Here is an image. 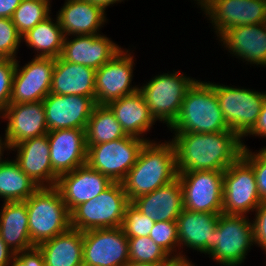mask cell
I'll return each instance as SVG.
<instances>
[{
	"label": "cell",
	"mask_w": 266,
	"mask_h": 266,
	"mask_svg": "<svg viewBox=\"0 0 266 266\" xmlns=\"http://www.w3.org/2000/svg\"><path fill=\"white\" fill-rule=\"evenodd\" d=\"M112 183L108 176L92 169L86 163L72 172L60 175L55 187L60 191L71 213L80 204L97 197Z\"/></svg>",
	"instance_id": "cell-17"
},
{
	"label": "cell",
	"mask_w": 266,
	"mask_h": 266,
	"mask_svg": "<svg viewBox=\"0 0 266 266\" xmlns=\"http://www.w3.org/2000/svg\"><path fill=\"white\" fill-rule=\"evenodd\" d=\"M146 142L127 135L107 143L87 145V164L113 182H121L135 165Z\"/></svg>",
	"instance_id": "cell-9"
},
{
	"label": "cell",
	"mask_w": 266,
	"mask_h": 266,
	"mask_svg": "<svg viewBox=\"0 0 266 266\" xmlns=\"http://www.w3.org/2000/svg\"><path fill=\"white\" fill-rule=\"evenodd\" d=\"M45 266H83V232L70 228L40 243Z\"/></svg>",
	"instance_id": "cell-29"
},
{
	"label": "cell",
	"mask_w": 266,
	"mask_h": 266,
	"mask_svg": "<svg viewBox=\"0 0 266 266\" xmlns=\"http://www.w3.org/2000/svg\"><path fill=\"white\" fill-rule=\"evenodd\" d=\"M177 172L225 171L247 147L233 131L173 132Z\"/></svg>",
	"instance_id": "cell-1"
},
{
	"label": "cell",
	"mask_w": 266,
	"mask_h": 266,
	"mask_svg": "<svg viewBox=\"0 0 266 266\" xmlns=\"http://www.w3.org/2000/svg\"><path fill=\"white\" fill-rule=\"evenodd\" d=\"M83 266H124L129 262L128 238L122 227L83 232Z\"/></svg>",
	"instance_id": "cell-14"
},
{
	"label": "cell",
	"mask_w": 266,
	"mask_h": 266,
	"mask_svg": "<svg viewBox=\"0 0 266 266\" xmlns=\"http://www.w3.org/2000/svg\"><path fill=\"white\" fill-rule=\"evenodd\" d=\"M163 266H195L192 261L188 260L186 257H175L171 258Z\"/></svg>",
	"instance_id": "cell-45"
},
{
	"label": "cell",
	"mask_w": 266,
	"mask_h": 266,
	"mask_svg": "<svg viewBox=\"0 0 266 266\" xmlns=\"http://www.w3.org/2000/svg\"><path fill=\"white\" fill-rule=\"evenodd\" d=\"M247 215L221 213L214 230L213 250L208 254L221 266H239L254 244L253 224Z\"/></svg>",
	"instance_id": "cell-7"
},
{
	"label": "cell",
	"mask_w": 266,
	"mask_h": 266,
	"mask_svg": "<svg viewBox=\"0 0 266 266\" xmlns=\"http://www.w3.org/2000/svg\"><path fill=\"white\" fill-rule=\"evenodd\" d=\"M4 139V140H3ZM0 137V166L3 165L8 159L3 160L1 156H3L4 150H12V147L10 145V143L8 142V140L4 137V138Z\"/></svg>",
	"instance_id": "cell-47"
},
{
	"label": "cell",
	"mask_w": 266,
	"mask_h": 266,
	"mask_svg": "<svg viewBox=\"0 0 266 266\" xmlns=\"http://www.w3.org/2000/svg\"><path fill=\"white\" fill-rule=\"evenodd\" d=\"M107 106L114 113L126 135L150 141L143 137V133L146 134L156 120L139 90L134 94L114 100Z\"/></svg>",
	"instance_id": "cell-27"
},
{
	"label": "cell",
	"mask_w": 266,
	"mask_h": 266,
	"mask_svg": "<svg viewBox=\"0 0 266 266\" xmlns=\"http://www.w3.org/2000/svg\"><path fill=\"white\" fill-rule=\"evenodd\" d=\"M261 203L253 168L241 156L223 173V213L247 215Z\"/></svg>",
	"instance_id": "cell-10"
},
{
	"label": "cell",
	"mask_w": 266,
	"mask_h": 266,
	"mask_svg": "<svg viewBox=\"0 0 266 266\" xmlns=\"http://www.w3.org/2000/svg\"><path fill=\"white\" fill-rule=\"evenodd\" d=\"M222 46L236 58L266 67V27L264 23L234 26L220 37Z\"/></svg>",
	"instance_id": "cell-22"
},
{
	"label": "cell",
	"mask_w": 266,
	"mask_h": 266,
	"mask_svg": "<svg viewBox=\"0 0 266 266\" xmlns=\"http://www.w3.org/2000/svg\"><path fill=\"white\" fill-rule=\"evenodd\" d=\"M52 19L51 16L47 17L22 36L26 45L37 51L35 57L58 58L61 55L65 35L58 17L55 23Z\"/></svg>",
	"instance_id": "cell-30"
},
{
	"label": "cell",
	"mask_w": 266,
	"mask_h": 266,
	"mask_svg": "<svg viewBox=\"0 0 266 266\" xmlns=\"http://www.w3.org/2000/svg\"><path fill=\"white\" fill-rule=\"evenodd\" d=\"M22 0H0V18H12Z\"/></svg>",
	"instance_id": "cell-43"
},
{
	"label": "cell",
	"mask_w": 266,
	"mask_h": 266,
	"mask_svg": "<svg viewBox=\"0 0 266 266\" xmlns=\"http://www.w3.org/2000/svg\"><path fill=\"white\" fill-rule=\"evenodd\" d=\"M224 171H185L178 173L187 210L223 213Z\"/></svg>",
	"instance_id": "cell-11"
},
{
	"label": "cell",
	"mask_w": 266,
	"mask_h": 266,
	"mask_svg": "<svg viewBox=\"0 0 266 266\" xmlns=\"http://www.w3.org/2000/svg\"><path fill=\"white\" fill-rule=\"evenodd\" d=\"M15 161L39 187H55L58 176L50 161V146L47 134L26 139L14 146Z\"/></svg>",
	"instance_id": "cell-21"
},
{
	"label": "cell",
	"mask_w": 266,
	"mask_h": 266,
	"mask_svg": "<svg viewBox=\"0 0 266 266\" xmlns=\"http://www.w3.org/2000/svg\"><path fill=\"white\" fill-rule=\"evenodd\" d=\"M255 212V219L252 220L254 244L266 252V202H262Z\"/></svg>",
	"instance_id": "cell-40"
},
{
	"label": "cell",
	"mask_w": 266,
	"mask_h": 266,
	"mask_svg": "<svg viewBox=\"0 0 266 266\" xmlns=\"http://www.w3.org/2000/svg\"><path fill=\"white\" fill-rule=\"evenodd\" d=\"M54 65L55 58L34 57L19 67L16 59L9 104L43 101L50 93Z\"/></svg>",
	"instance_id": "cell-15"
},
{
	"label": "cell",
	"mask_w": 266,
	"mask_h": 266,
	"mask_svg": "<svg viewBox=\"0 0 266 266\" xmlns=\"http://www.w3.org/2000/svg\"><path fill=\"white\" fill-rule=\"evenodd\" d=\"M195 80L173 70L170 74L154 76L138 90L155 120L163 121L169 128L177 119L186 92Z\"/></svg>",
	"instance_id": "cell-6"
},
{
	"label": "cell",
	"mask_w": 266,
	"mask_h": 266,
	"mask_svg": "<svg viewBox=\"0 0 266 266\" xmlns=\"http://www.w3.org/2000/svg\"><path fill=\"white\" fill-rule=\"evenodd\" d=\"M14 254L0 236V266H10Z\"/></svg>",
	"instance_id": "cell-44"
},
{
	"label": "cell",
	"mask_w": 266,
	"mask_h": 266,
	"mask_svg": "<svg viewBox=\"0 0 266 266\" xmlns=\"http://www.w3.org/2000/svg\"><path fill=\"white\" fill-rule=\"evenodd\" d=\"M0 236L15 254L35 247L29 235L25 201L3 203L0 212Z\"/></svg>",
	"instance_id": "cell-28"
},
{
	"label": "cell",
	"mask_w": 266,
	"mask_h": 266,
	"mask_svg": "<svg viewBox=\"0 0 266 266\" xmlns=\"http://www.w3.org/2000/svg\"><path fill=\"white\" fill-rule=\"evenodd\" d=\"M51 0H22L15 9L12 21L23 36L51 14Z\"/></svg>",
	"instance_id": "cell-33"
},
{
	"label": "cell",
	"mask_w": 266,
	"mask_h": 266,
	"mask_svg": "<svg viewBox=\"0 0 266 266\" xmlns=\"http://www.w3.org/2000/svg\"><path fill=\"white\" fill-rule=\"evenodd\" d=\"M178 177L175 148L171 141H149L142 147L135 165L121 181L128 201L153 192Z\"/></svg>",
	"instance_id": "cell-2"
},
{
	"label": "cell",
	"mask_w": 266,
	"mask_h": 266,
	"mask_svg": "<svg viewBox=\"0 0 266 266\" xmlns=\"http://www.w3.org/2000/svg\"><path fill=\"white\" fill-rule=\"evenodd\" d=\"M74 39H64L60 57L75 64H80L97 70L109 62L123 48L110 38L101 35H72Z\"/></svg>",
	"instance_id": "cell-19"
},
{
	"label": "cell",
	"mask_w": 266,
	"mask_h": 266,
	"mask_svg": "<svg viewBox=\"0 0 266 266\" xmlns=\"http://www.w3.org/2000/svg\"><path fill=\"white\" fill-rule=\"evenodd\" d=\"M38 188L15 160L0 166V198L4 202L26 201Z\"/></svg>",
	"instance_id": "cell-31"
},
{
	"label": "cell",
	"mask_w": 266,
	"mask_h": 266,
	"mask_svg": "<svg viewBox=\"0 0 266 266\" xmlns=\"http://www.w3.org/2000/svg\"><path fill=\"white\" fill-rule=\"evenodd\" d=\"M133 58L129 50L122 49L109 62L96 70V105H108L114 100L138 91V86L131 85L135 64Z\"/></svg>",
	"instance_id": "cell-13"
},
{
	"label": "cell",
	"mask_w": 266,
	"mask_h": 266,
	"mask_svg": "<svg viewBox=\"0 0 266 266\" xmlns=\"http://www.w3.org/2000/svg\"><path fill=\"white\" fill-rule=\"evenodd\" d=\"M143 215L155 222L176 221L184 209L181 183L177 177L151 193L131 202Z\"/></svg>",
	"instance_id": "cell-24"
},
{
	"label": "cell",
	"mask_w": 266,
	"mask_h": 266,
	"mask_svg": "<svg viewBox=\"0 0 266 266\" xmlns=\"http://www.w3.org/2000/svg\"><path fill=\"white\" fill-rule=\"evenodd\" d=\"M149 237L171 258L186 257L181 252H177V247L179 250V240L176 221L155 222Z\"/></svg>",
	"instance_id": "cell-35"
},
{
	"label": "cell",
	"mask_w": 266,
	"mask_h": 266,
	"mask_svg": "<svg viewBox=\"0 0 266 266\" xmlns=\"http://www.w3.org/2000/svg\"><path fill=\"white\" fill-rule=\"evenodd\" d=\"M129 261L165 264L171 257L149 236L128 238Z\"/></svg>",
	"instance_id": "cell-34"
},
{
	"label": "cell",
	"mask_w": 266,
	"mask_h": 266,
	"mask_svg": "<svg viewBox=\"0 0 266 266\" xmlns=\"http://www.w3.org/2000/svg\"><path fill=\"white\" fill-rule=\"evenodd\" d=\"M242 157L252 166L259 196L262 202H266V147L256 153L246 147Z\"/></svg>",
	"instance_id": "cell-38"
},
{
	"label": "cell",
	"mask_w": 266,
	"mask_h": 266,
	"mask_svg": "<svg viewBox=\"0 0 266 266\" xmlns=\"http://www.w3.org/2000/svg\"><path fill=\"white\" fill-rule=\"evenodd\" d=\"M214 90L225 122L243 139L257 123L266 92L216 83Z\"/></svg>",
	"instance_id": "cell-8"
},
{
	"label": "cell",
	"mask_w": 266,
	"mask_h": 266,
	"mask_svg": "<svg viewBox=\"0 0 266 266\" xmlns=\"http://www.w3.org/2000/svg\"><path fill=\"white\" fill-rule=\"evenodd\" d=\"M85 1L100 7L105 12L108 6H110L111 4L113 5L114 3L121 2L123 0H85Z\"/></svg>",
	"instance_id": "cell-46"
},
{
	"label": "cell",
	"mask_w": 266,
	"mask_h": 266,
	"mask_svg": "<svg viewBox=\"0 0 266 266\" xmlns=\"http://www.w3.org/2000/svg\"><path fill=\"white\" fill-rule=\"evenodd\" d=\"M248 135L266 137V99L264 100V103L262 105L257 123L246 136Z\"/></svg>",
	"instance_id": "cell-42"
},
{
	"label": "cell",
	"mask_w": 266,
	"mask_h": 266,
	"mask_svg": "<svg viewBox=\"0 0 266 266\" xmlns=\"http://www.w3.org/2000/svg\"><path fill=\"white\" fill-rule=\"evenodd\" d=\"M95 74L93 68L55 58L50 93L86 96L95 101Z\"/></svg>",
	"instance_id": "cell-26"
},
{
	"label": "cell",
	"mask_w": 266,
	"mask_h": 266,
	"mask_svg": "<svg viewBox=\"0 0 266 266\" xmlns=\"http://www.w3.org/2000/svg\"><path fill=\"white\" fill-rule=\"evenodd\" d=\"M130 202L121 182H113L97 197L80 204L71 213V228L85 232L121 227Z\"/></svg>",
	"instance_id": "cell-5"
},
{
	"label": "cell",
	"mask_w": 266,
	"mask_h": 266,
	"mask_svg": "<svg viewBox=\"0 0 266 266\" xmlns=\"http://www.w3.org/2000/svg\"><path fill=\"white\" fill-rule=\"evenodd\" d=\"M47 136L52 169L58 177L87 163L85 129H57Z\"/></svg>",
	"instance_id": "cell-18"
},
{
	"label": "cell",
	"mask_w": 266,
	"mask_h": 266,
	"mask_svg": "<svg viewBox=\"0 0 266 266\" xmlns=\"http://www.w3.org/2000/svg\"><path fill=\"white\" fill-rule=\"evenodd\" d=\"M48 131L57 129H85L95 101L86 96L49 93L42 101Z\"/></svg>",
	"instance_id": "cell-16"
},
{
	"label": "cell",
	"mask_w": 266,
	"mask_h": 266,
	"mask_svg": "<svg viewBox=\"0 0 266 266\" xmlns=\"http://www.w3.org/2000/svg\"><path fill=\"white\" fill-rule=\"evenodd\" d=\"M86 144L107 143L127 135L107 105H96L86 127Z\"/></svg>",
	"instance_id": "cell-32"
},
{
	"label": "cell",
	"mask_w": 266,
	"mask_h": 266,
	"mask_svg": "<svg viewBox=\"0 0 266 266\" xmlns=\"http://www.w3.org/2000/svg\"><path fill=\"white\" fill-rule=\"evenodd\" d=\"M0 117L8 119L4 136L11 147L26 139L48 133L42 101L9 104Z\"/></svg>",
	"instance_id": "cell-20"
},
{
	"label": "cell",
	"mask_w": 266,
	"mask_h": 266,
	"mask_svg": "<svg viewBox=\"0 0 266 266\" xmlns=\"http://www.w3.org/2000/svg\"><path fill=\"white\" fill-rule=\"evenodd\" d=\"M212 23L219 38L234 26L264 23L266 0H194Z\"/></svg>",
	"instance_id": "cell-12"
},
{
	"label": "cell",
	"mask_w": 266,
	"mask_h": 266,
	"mask_svg": "<svg viewBox=\"0 0 266 266\" xmlns=\"http://www.w3.org/2000/svg\"><path fill=\"white\" fill-rule=\"evenodd\" d=\"M11 266H45L43 253L37 246L13 255Z\"/></svg>",
	"instance_id": "cell-41"
},
{
	"label": "cell",
	"mask_w": 266,
	"mask_h": 266,
	"mask_svg": "<svg viewBox=\"0 0 266 266\" xmlns=\"http://www.w3.org/2000/svg\"><path fill=\"white\" fill-rule=\"evenodd\" d=\"M169 128L174 132L193 133L232 131L223 118L214 82H193L182 101L177 119Z\"/></svg>",
	"instance_id": "cell-3"
},
{
	"label": "cell",
	"mask_w": 266,
	"mask_h": 266,
	"mask_svg": "<svg viewBox=\"0 0 266 266\" xmlns=\"http://www.w3.org/2000/svg\"><path fill=\"white\" fill-rule=\"evenodd\" d=\"M16 60L0 59V116L9 105Z\"/></svg>",
	"instance_id": "cell-39"
},
{
	"label": "cell",
	"mask_w": 266,
	"mask_h": 266,
	"mask_svg": "<svg viewBox=\"0 0 266 266\" xmlns=\"http://www.w3.org/2000/svg\"><path fill=\"white\" fill-rule=\"evenodd\" d=\"M57 13L65 37L100 34L99 29L107 20L100 7L85 0H65Z\"/></svg>",
	"instance_id": "cell-25"
},
{
	"label": "cell",
	"mask_w": 266,
	"mask_h": 266,
	"mask_svg": "<svg viewBox=\"0 0 266 266\" xmlns=\"http://www.w3.org/2000/svg\"><path fill=\"white\" fill-rule=\"evenodd\" d=\"M164 264H147V263H141V262H127L124 266H163Z\"/></svg>",
	"instance_id": "cell-48"
},
{
	"label": "cell",
	"mask_w": 266,
	"mask_h": 266,
	"mask_svg": "<svg viewBox=\"0 0 266 266\" xmlns=\"http://www.w3.org/2000/svg\"><path fill=\"white\" fill-rule=\"evenodd\" d=\"M155 221L143 215L131 202L125 208L122 230L127 238L149 236Z\"/></svg>",
	"instance_id": "cell-36"
},
{
	"label": "cell",
	"mask_w": 266,
	"mask_h": 266,
	"mask_svg": "<svg viewBox=\"0 0 266 266\" xmlns=\"http://www.w3.org/2000/svg\"><path fill=\"white\" fill-rule=\"evenodd\" d=\"M219 215L184 208L176 219L179 250L186 246L208 255L213 250L214 230L217 227Z\"/></svg>",
	"instance_id": "cell-23"
},
{
	"label": "cell",
	"mask_w": 266,
	"mask_h": 266,
	"mask_svg": "<svg viewBox=\"0 0 266 266\" xmlns=\"http://www.w3.org/2000/svg\"><path fill=\"white\" fill-rule=\"evenodd\" d=\"M25 202L34 246L71 228L70 212L56 187H39Z\"/></svg>",
	"instance_id": "cell-4"
},
{
	"label": "cell",
	"mask_w": 266,
	"mask_h": 266,
	"mask_svg": "<svg viewBox=\"0 0 266 266\" xmlns=\"http://www.w3.org/2000/svg\"><path fill=\"white\" fill-rule=\"evenodd\" d=\"M22 36L11 18H0V59L16 60Z\"/></svg>",
	"instance_id": "cell-37"
}]
</instances>
